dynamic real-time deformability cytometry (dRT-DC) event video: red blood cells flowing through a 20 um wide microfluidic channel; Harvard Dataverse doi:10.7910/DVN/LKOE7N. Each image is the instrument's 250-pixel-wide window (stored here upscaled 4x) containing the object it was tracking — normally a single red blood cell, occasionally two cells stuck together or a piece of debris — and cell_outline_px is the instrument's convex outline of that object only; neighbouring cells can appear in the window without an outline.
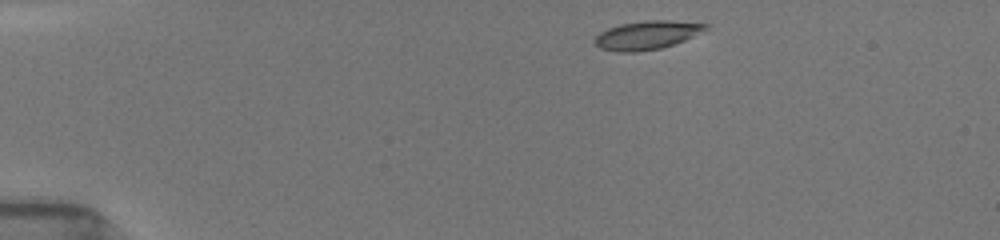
{"species": "common noctule bat (a hibernating species)", "species_latin": "Nyctalus noctula", "temperature_condition": "room temperature", "stored_images_in_passage": 76, "camera_frame_rate_fps": 3000, "um_per_image_px": 0.085, "animal": {"sex": "female", "body_mass_g": 19.5, "forearm_length_mm": 54.1}, "frame": {"image": 1, "passage_image": 1, "time_ms": 0.0, "image_size_px": [1000, 240], "cell_outline_px": [[712, 24], [708, 28], [684, 40], [660, 48], [636, 52], [616, 52], [600, 48], [592, 40], [600, 32], [608, 28], [620, 24], [644, 20], [668, 20]], "centroid_in_image_um": [54.96, 2.98], "position_along_channel_um": 30.0, "area_um2": 18.44}}
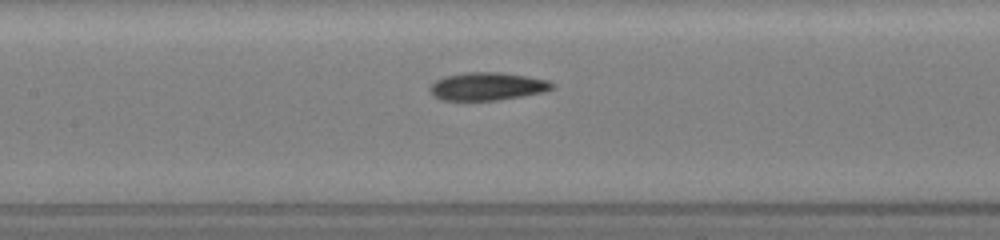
{"frame": {"image": 2, "passage_image": 28, "time_ms": 5.333, "image_size_px": [1000, 240], "cell_outline_px": [[556, 88], [544, 92], [496, 100], [440, 100], [428, 88], [436, 80], [444, 76], [464, 72], [500, 72], [548, 80], [556, 84]], "centroid_in_image_um": [41.44, 7.33], "position_along_channel_um": 166.0, "area_um2": 19.83}}
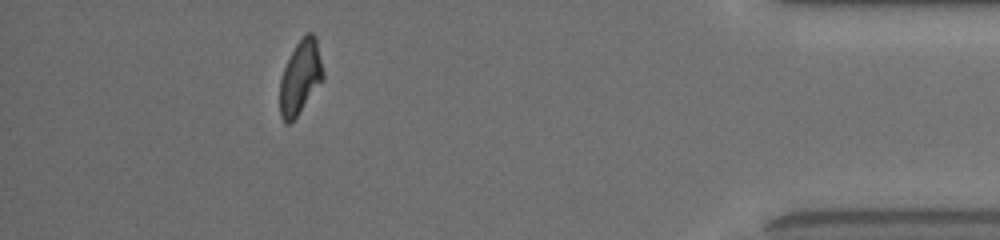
{"frame": {"image": 3, "passage_image": 70, "time_ms": 12.667, "image_size_px": [1000, 240], "cell_outline_px": [[324, 80], [296, 116], [288, 124], [284, 124], [280, 116], [280, 80], [284, 68], [296, 44], [304, 32], [312, 32], [316, 36], [324, 72]], "centroid_in_image_um": [25.55, 6.54], "position_along_channel_um": 409.7, "area_um2": 18.67}, "authors_computed_cell_mechanics": {"area_um2": 19.5942, "velocity_mm_per_s": 3.9434, "shape_relaxation_time_tau1_ms": 2.8962, "shape_relaxation_time_tau2_ms": 2.0139, "deformation_change_tau1": 0.1372, "deformation_change_tau2": 0.078}}